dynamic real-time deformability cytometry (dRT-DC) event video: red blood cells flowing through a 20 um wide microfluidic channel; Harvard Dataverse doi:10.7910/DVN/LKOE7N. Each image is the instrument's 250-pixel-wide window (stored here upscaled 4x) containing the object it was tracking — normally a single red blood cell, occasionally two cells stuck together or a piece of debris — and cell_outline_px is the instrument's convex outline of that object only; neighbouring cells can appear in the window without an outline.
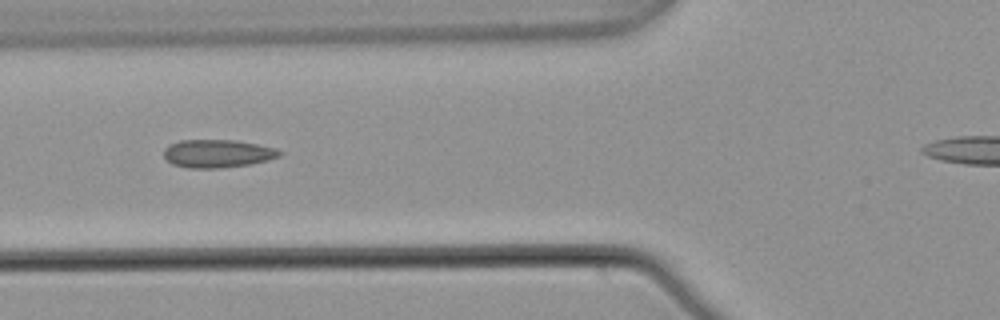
{"species": "common noctule bat (a hibernating species)", "species_latin": "Nyctalus noctula", "temperature_condition": "warm", "stored_images_in_passage": 9, "camera_frame_rate_fps": 3000, "um_per_image_px": 0.085, "animal": {"sex": "male", "body_mass_g": 21.5, "forearm_length_mm": 52.0}, "frame": {"image": 1, "passage_image": 6, "time_ms": 1.667, "image_size_px": [1000, 320], "cell_outline_px": [[284, 152], [280, 156], [268, 160], [248, 164], [220, 168], [188, 168], [172, 164], [164, 156], [164, 148], [168, 144], [180, 140], [236, 140], [276, 148]], "centroid_in_image_um": [18.48, 13.04], "position_along_channel_um": 107.3, "area_um2": 18.96}}